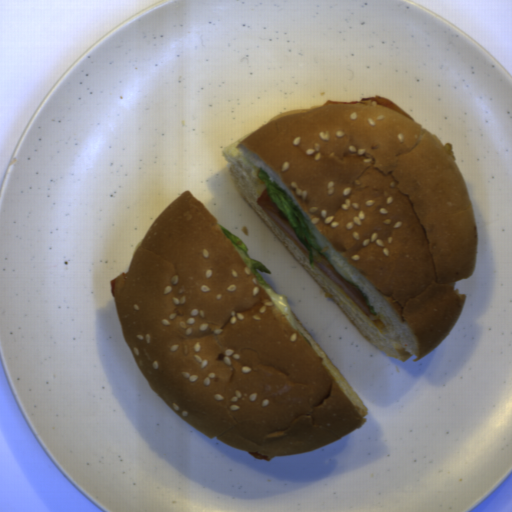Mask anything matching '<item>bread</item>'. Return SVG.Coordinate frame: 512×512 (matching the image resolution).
<instances>
[{
    "label": "bread",
    "instance_id": "obj_1",
    "mask_svg": "<svg viewBox=\"0 0 512 512\" xmlns=\"http://www.w3.org/2000/svg\"><path fill=\"white\" fill-rule=\"evenodd\" d=\"M233 185L384 354L423 359L456 325L477 259L475 214L452 144L373 100L276 114L222 152ZM270 181L298 204L334 268L367 294L380 331L257 204Z\"/></svg>",
    "mask_w": 512,
    "mask_h": 512
},
{
    "label": "bread",
    "instance_id": "obj_2",
    "mask_svg": "<svg viewBox=\"0 0 512 512\" xmlns=\"http://www.w3.org/2000/svg\"><path fill=\"white\" fill-rule=\"evenodd\" d=\"M114 303L148 385L210 438L271 457L323 448L368 421L288 300L261 286L189 191L145 232Z\"/></svg>",
    "mask_w": 512,
    "mask_h": 512
}]
</instances>
